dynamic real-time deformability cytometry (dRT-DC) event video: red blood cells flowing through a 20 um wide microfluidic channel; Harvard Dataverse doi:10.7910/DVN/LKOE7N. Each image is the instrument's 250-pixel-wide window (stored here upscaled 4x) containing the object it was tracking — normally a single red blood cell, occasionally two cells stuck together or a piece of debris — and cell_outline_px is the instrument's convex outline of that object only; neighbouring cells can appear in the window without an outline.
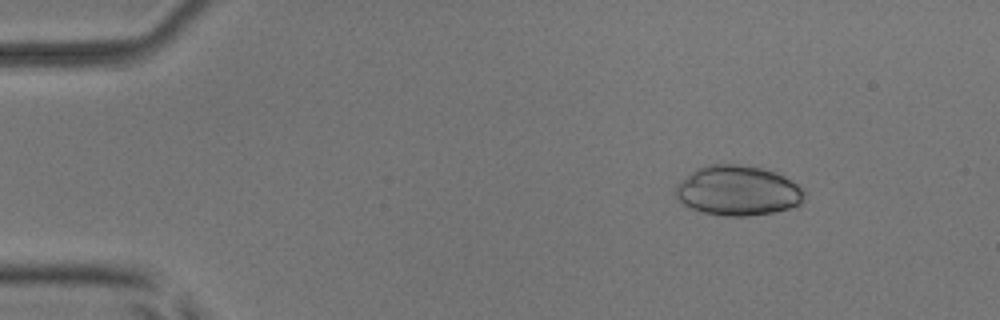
{"species": "common noctule bat (a hibernating species)", "species_latin": "Nyctalus noctula", "temperature_condition": "room temperature", "stored_images_in_passage": 52, "camera_frame_rate_fps": 3000, "um_per_image_px": 0.085, "animal": {"sex": "male", "body_mass_g": 17.9, "forearm_length_mm": 54.2}, "frame": {"image": 1, "passage_image": 7, "time_ms": 2.0, "image_size_px": [1000, 320], "cell_outline_px": [[804, 196], [800, 204], [788, 208], [772, 212], [748, 216], [724, 216], [704, 212], [692, 208], [684, 204], [676, 196], [676, 184], [680, 180], [696, 168], [708, 164], [740, 164], [760, 168], [776, 172], [784, 176], [796, 184], [804, 192]], "centroid_in_image_um": [62.68, 16.19], "position_along_channel_um": 22.3, "area_um2": 37.22}}
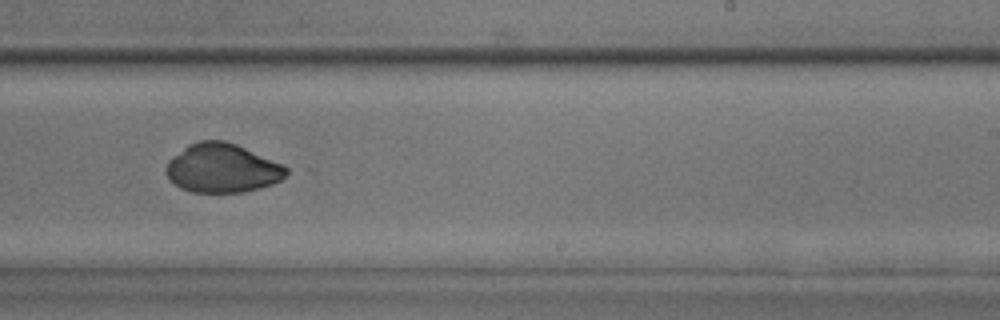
{"frame": {"image": 2, "passage_image": 33, "time_ms": 10.667, "image_size_px": [1000, 320], "cell_outline_px": [[288, 172], [280, 180], [272, 184], [244, 192], [192, 192], [180, 188], [168, 176], [164, 168], [168, 160], [172, 156], [188, 144], [200, 140], [224, 140], [236, 144], [280, 164], [288, 168]], "centroid_in_image_um": [18.84, 14.29], "position_along_channel_um": 270.2, "area_um2": 33.99}}
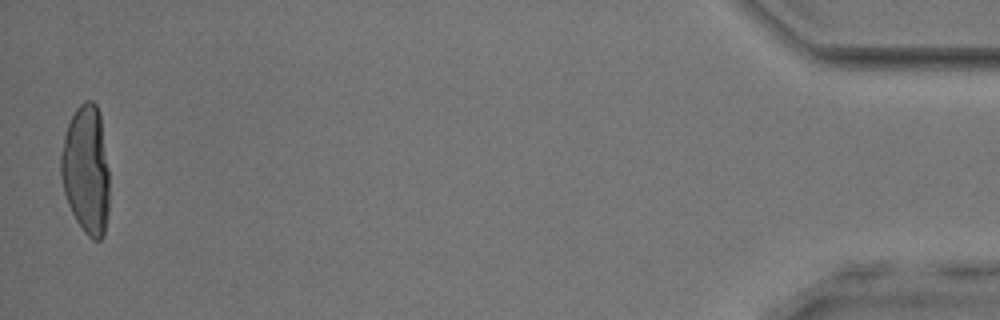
{"frame": {"image": 3, "passage_image": 52, "time_ms": 17.0, "image_size_px": [1000, 320], "cell_outline_px": [[108, 212], [104, 236], [100, 240], [92, 240], [84, 232], [76, 220], [68, 204], [64, 192], [60, 176], [60, 156], [64, 136], [68, 124], [76, 108], [84, 100], [92, 100], [96, 104], [100, 112], [108, 168]], "centroid_in_image_um": [7.31, 14.44], "position_along_channel_um": 427.9, "area_um2": 36.59}}